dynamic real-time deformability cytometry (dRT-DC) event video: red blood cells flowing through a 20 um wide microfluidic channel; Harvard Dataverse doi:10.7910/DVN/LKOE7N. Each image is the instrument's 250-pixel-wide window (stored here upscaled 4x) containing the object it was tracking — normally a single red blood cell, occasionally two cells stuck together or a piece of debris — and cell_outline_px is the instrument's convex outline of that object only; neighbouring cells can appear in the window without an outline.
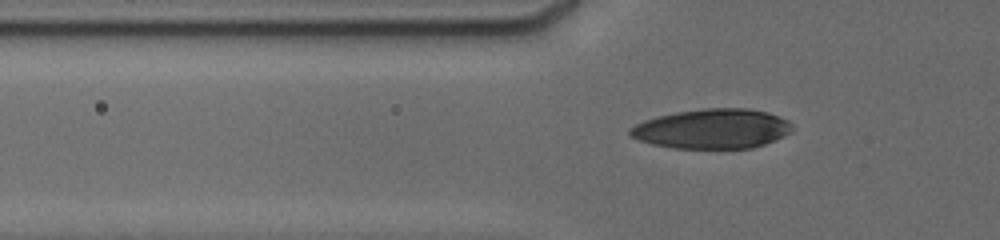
{"species": "human", "species_latin": "Homo sapiens", "temperature_condition": "cold", "stored_images_in_passage": 46, "camera_frame_rate_fps": 3000, "um_per_image_px": 0.085, "donor": {"sex": "male"}, "frame": {"image": 1, "passage_image": 11, "time_ms": 3.333, "image_size_px": [1000, 240], "cell_outline_px": [[792, 132], [784, 136], [764, 144], [752, 148], [672, 148], [652, 144], [640, 140], [632, 136], [628, 132], [636, 124], [644, 120], [676, 112], [704, 108], [748, 108], [768, 112], [788, 120], [792, 124]], "centroid_in_image_um": [60.58, 10.94], "position_along_channel_um": 65.2, "area_um2": 37.4}}
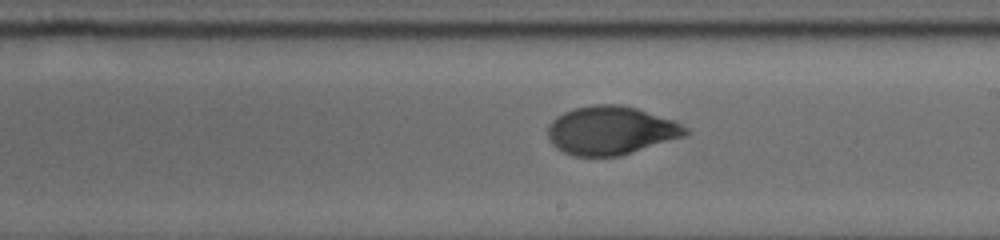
{"frame": {"image": 2, "passage_image": 25, "time_ms": 8.0, "image_size_px": [1000, 240], "cell_outline_px": [[688, 132], [684, 136], [620, 156], [572, 156], [556, 148], [552, 144], [548, 136], [548, 124], [556, 116], [564, 112], [576, 108], [596, 104], [620, 104], [636, 108], [672, 120], [688, 128]], "centroid_in_image_um": [51.88, 11.09], "position_along_channel_um": 237.1, "area_um2": 38.67}}
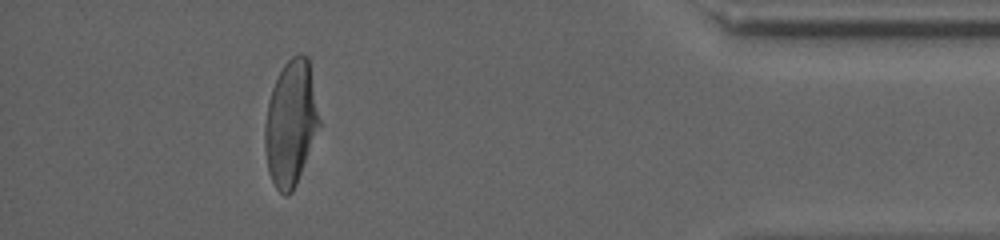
{"frame": {"image": 3, "passage_image": 41, "time_ms": 13.667, "image_size_px": [1000, 240], "cell_outline_px": [[320, 124], [296, 184], [292, 192], [288, 196], [284, 196], [276, 188], [272, 180], [268, 168], [264, 144], [264, 124], [268, 100], [272, 88], [284, 64], [292, 56], [300, 52], [308, 56], [320, 120]], "centroid_in_image_um": [24.7, 10.45], "position_along_channel_um": 410.5, "area_um2": 39.48}, "authors_computed_cell_mechanics": {"area_um2": 38.9283, "velocity_mm_per_s": 3.8091, "shape_relaxation_time_tau1_ms": 4.1966, "shape_relaxation_time_tau2_ms": 1.024, "deformation_change_tau1": 0.1831, "deformation_change_tau2": 0.0493}}